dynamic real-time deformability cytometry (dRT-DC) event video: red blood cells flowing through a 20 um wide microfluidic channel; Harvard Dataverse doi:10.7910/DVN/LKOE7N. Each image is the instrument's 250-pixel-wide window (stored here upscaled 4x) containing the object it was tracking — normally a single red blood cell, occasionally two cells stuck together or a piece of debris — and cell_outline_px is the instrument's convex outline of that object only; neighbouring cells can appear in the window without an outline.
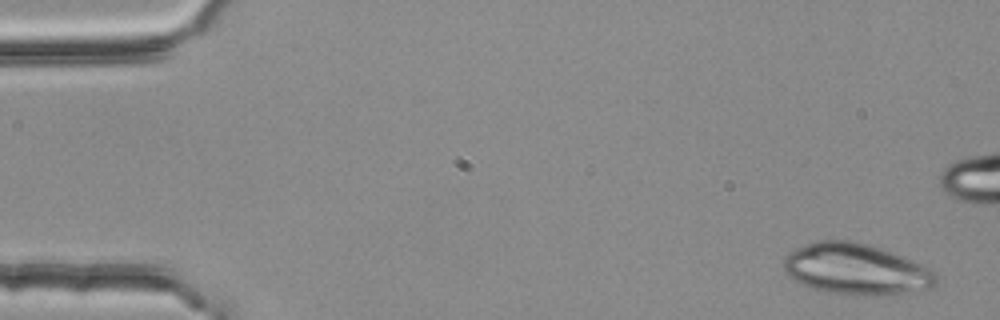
{"species": "common noctule bat (a hibernating species)", "species_latin": "Nyctalus noctula", "temperature_condition": "room temperature", "stored_images_in_passage": 4, "camera_frame_rate_fps": 3000, "um_per_image_px": 0.085, "animal": {"sex": "female", "body_mass_g": 25.1}, "frame": {"image": 1, "passage_image": 1, "time_ms": 0.0, "image_size_px": [1000, 320], "cell_outline_px": [[936, 284], [932, 288], [900, 296], [872, 296], [824, 292], [812, 288], [788, 276], [784, 272], [784, 256], [796, 248], [816, 240], [848, 240], [868, 244], [892, 252], [912, 260], [936, 272]], "centroid_in_image_um": [72.8, 22.91], "position_along_channel_um": 12.2, "area_um2": 45.89}}